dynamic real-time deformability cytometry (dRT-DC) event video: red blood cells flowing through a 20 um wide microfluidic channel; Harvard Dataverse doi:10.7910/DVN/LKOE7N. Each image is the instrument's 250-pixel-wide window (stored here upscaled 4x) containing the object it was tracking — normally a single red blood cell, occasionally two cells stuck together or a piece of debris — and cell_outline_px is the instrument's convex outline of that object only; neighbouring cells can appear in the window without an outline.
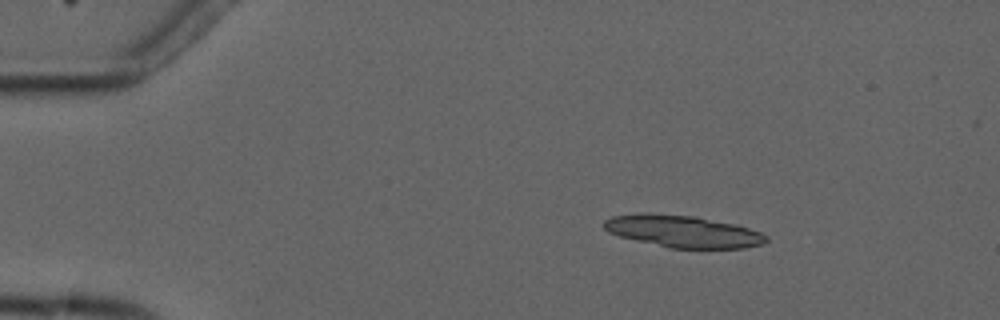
{"species": "common noctule bat (a hibernating species)", "species_latin": "Nyctalus noctula", "temperature_condition": "cold", "stored_images_in_passage": 5, "camera_frame_rate_fps": 3000, "um_per_image_px": 0.085, "animal": {"sex": "male", "forearm_length_mm": 52.5}, "frame": {"image": 1, "passage_image": 2, "time_ms": 1.333, "image_size_px": [1000, 320], "cell_outline_px": [[768, 240], [764, 244], [744, 248], [668, 248], [620, 236], [608, 232], [604, 228], [604, 220], [612, 216], [640, 212], [648, 212], [692, 216], [732, 224], [748, 228], [760, 232], [768, 236]], "centroid_in_image_um": [58.02, 19.66], "position_along_channel_um": 27.0, "area_um2": 30.23}}